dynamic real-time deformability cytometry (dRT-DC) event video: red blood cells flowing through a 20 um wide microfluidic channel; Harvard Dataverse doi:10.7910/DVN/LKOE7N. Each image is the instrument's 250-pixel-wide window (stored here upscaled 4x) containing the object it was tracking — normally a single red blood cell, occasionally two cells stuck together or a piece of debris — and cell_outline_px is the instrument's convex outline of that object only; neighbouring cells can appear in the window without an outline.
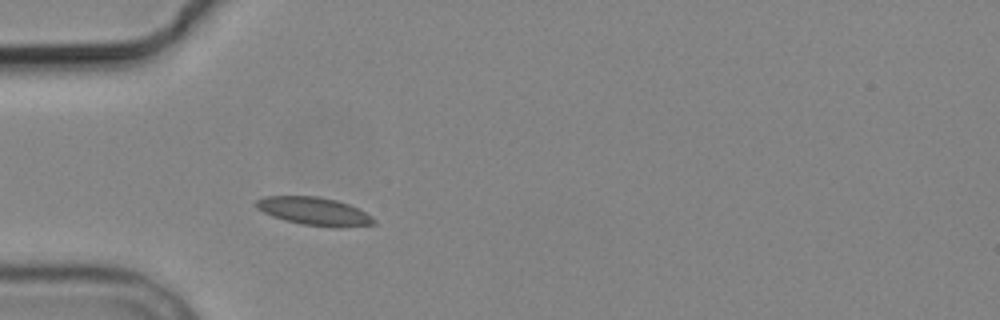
{"species": "common noctule bat (a hibernating species)", "species_latin": "Nyctalus noctula", "temperature_condition": "cold", "stored_images_in_passage": 2, "camera_frame_rate_fps": 3000, "um_per_image_px": 0.085, "animal": {"sex": "male", "body_mass_g": 19.2, "forearm_length_mm": 51.8}, "frame": {"image": 1, "passage_image": 2, "time_ms": 1.333, "image_size_px": [1000, 320], "cell_outline_px": [[376, 224], [340, 228], [336, 228], [300, 224], [284, 220], [272, 216], [256, 208], [256, 200], [264, 196], [316, 196], [336, 200], [348, 204], [372, 216], [376, 220]], "centroid_in_image_um": [26.71, 17.97], "position_along_channel_um": 58.3, "area_um2": 19.31}}